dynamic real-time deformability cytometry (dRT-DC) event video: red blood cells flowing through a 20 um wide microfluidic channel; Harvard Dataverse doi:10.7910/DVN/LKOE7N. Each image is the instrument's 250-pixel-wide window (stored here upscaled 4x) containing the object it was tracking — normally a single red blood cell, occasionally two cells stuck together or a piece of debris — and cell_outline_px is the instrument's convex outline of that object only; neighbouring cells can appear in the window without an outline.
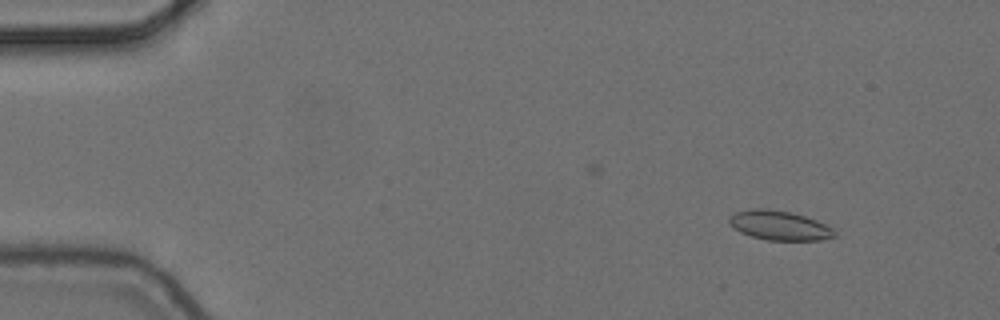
{"species": "common noctule bat (a hibernating species)", "species_latin": "Nyctalus noctula", "temperature_condition": "cold", "stored_images_in_passage": 4, "camera_frame_rate_fps": 3000, "um_per_image_px": 0.085, "animal": {"sex": "female", "body_mass_g": 24.6, "forearm_length_mm": 56.2}, "frame": {"image": 1, "passage_image": 1, "time_ms": 0.0, "image_size_px": [1000, 320], "cell_outline_px": [[836, 236], [820, 240], [768, 240], [752, 236], [740, 232], [732, 228], [728, 220], [728, 216], [736, 212], [752, 208], [768, 208], [792, 212], [816, 220], [832, 228], [836, 232]], "centroid_in_image_um": [66.21, 19.15], "position_along_channel_um": 18.8, "area_um2": 18.15}}
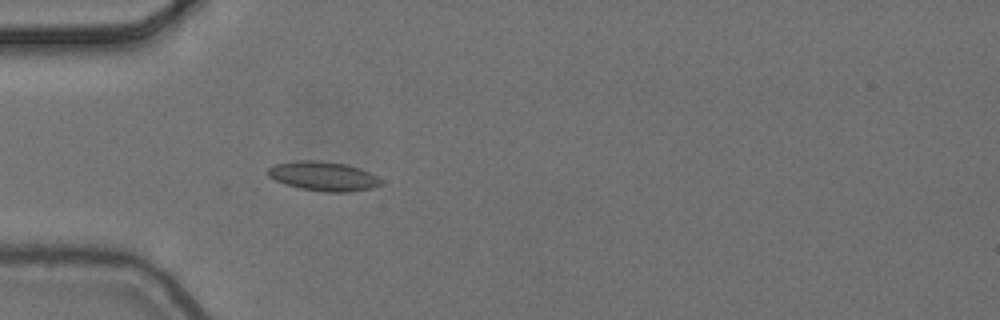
{"frame": {"image": 2, "passage_image": 4, "time_ms": 1.0, "image_size_px": [1000, 320], "cell_outline_px": [[384, 184], [372, 188], [352, 192], [324, 192], [300, 188], [284, 184], [268, 176], [264, 172], [272, 164], [300, 160], [316, 160], [348, 164], [360, 168], [384, 180]], "centroid_in_image_um": [27.48, 14.97], "position_along_channel_um": 57.5, "area_um2": 19.71}}